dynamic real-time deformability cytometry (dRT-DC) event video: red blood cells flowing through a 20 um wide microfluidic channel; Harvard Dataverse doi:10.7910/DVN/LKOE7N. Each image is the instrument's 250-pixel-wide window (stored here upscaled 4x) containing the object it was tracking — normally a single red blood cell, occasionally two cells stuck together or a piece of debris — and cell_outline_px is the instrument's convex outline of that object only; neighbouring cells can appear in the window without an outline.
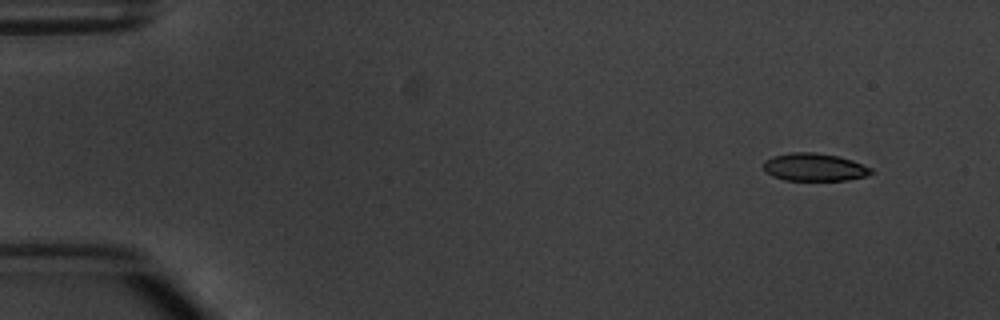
{"species": "common noctule bat (a hibernating species)", "species_latin": "Nyctalus noctula", "temperature_condition": "warm", "stored_images_in_passage": 2, "segment_of_instrument_passage": [2, 2], "camera_frame_rate_fps": 3000, "um_per_image_px": 0.085, "animal": {"sex": "male", "body_mass_g": 20.1, "forearm_length_mm": 53.5}, "frame": {"image": 1, "passage_image": 2, "time_ms": 2.0, "image_size_px": [1000, 320], "cell_outline_px": [[872, 172], [868, 176], [848, 180], [784, 180], [772, 176], [764, 168], [764, 160], [772, 156], [792, 152], [816, 152], [840, 156], [852, 160], [872, 168]], "centroid_in_image_um": [69.24, 14.2], "position_along_channel_um": 15.8, "area_um2": 17.51}}